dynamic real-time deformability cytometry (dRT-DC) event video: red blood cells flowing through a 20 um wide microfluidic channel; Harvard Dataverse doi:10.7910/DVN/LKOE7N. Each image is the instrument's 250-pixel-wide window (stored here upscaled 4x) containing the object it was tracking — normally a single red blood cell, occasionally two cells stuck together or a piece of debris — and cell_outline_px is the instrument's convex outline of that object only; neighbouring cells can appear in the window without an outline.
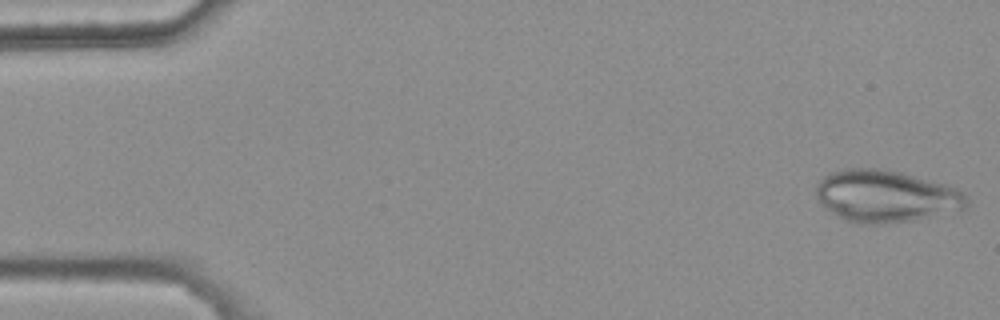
{"species": "common noctule bat (a hibernating species)", "species_latin": "Nyctalus noctula", "temperature_condition": "warm", "stored_images_in_passage": 16, "camera_frame_rate_fps": 3000, "um_per_image_px": 0.085, "animal": {"sex": "female", "body_mass_g": 25.1}, "frame": {"image": 1, "passage_image": 1, "time_ms": 0.0, "image_size_px": [1000, 320], "cell_outline_px": [[968, 204], [964, 208], [908, 220], [884, 224], [852, 224], [836, 216], [820, 204], [816, 196], [816, 184], [824, 176], [832, 172], [848, 168], [880, 168], [900, 172], [944, 184], [956, 188], [964, 192], [968, 200]], "centroid_in_image_um": [75.21, 16.67], "position_along_channel_um": 9.8, "area_um2": 45.43}}